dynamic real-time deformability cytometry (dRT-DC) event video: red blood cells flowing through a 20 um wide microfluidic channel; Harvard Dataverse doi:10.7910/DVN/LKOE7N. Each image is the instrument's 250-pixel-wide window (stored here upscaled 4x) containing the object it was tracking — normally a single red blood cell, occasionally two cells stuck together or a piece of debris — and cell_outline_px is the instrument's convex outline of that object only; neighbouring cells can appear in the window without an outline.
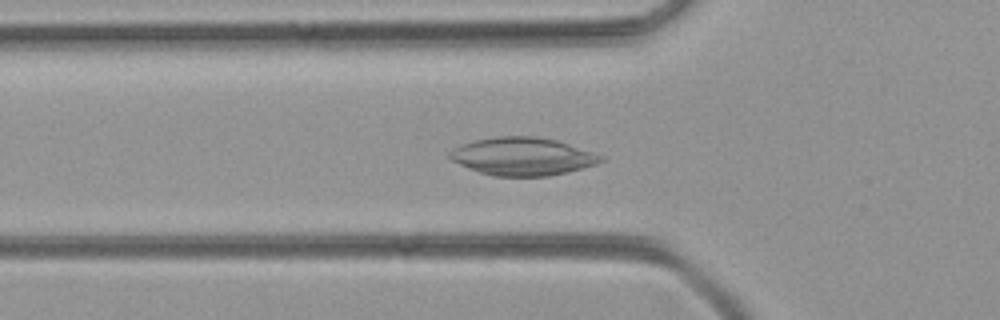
{"species": "common noctule bat (a hibernating species)", "species_latin": "Nyctalus noctula", "temperature_condition": "room temperature", "stored_images_in_passage": 42, "camera_frame_rate_fps": 3000, "um_per_image_px": 0.085, "animal": {"sex": "female", "body_mass_g": 21.9}, "frame": {"image": 1, "passage_image": 9, "time_ms": 2.667, "image_size_px": [1000, 320], "cell_outline_px": [[604, 160], [596, 164], [568, 172], [548, 176], [492, 176], [468, 168], [452, 160], [448, 156], [448, 152], [464, 144], [476, 140], [496, 136], [536, 136], [556, 140], [604, 156]], "centroid_in_image_um": [44.43, 13.3], "position_along_channel_um": 81.4, "area_um2": 33.12}}
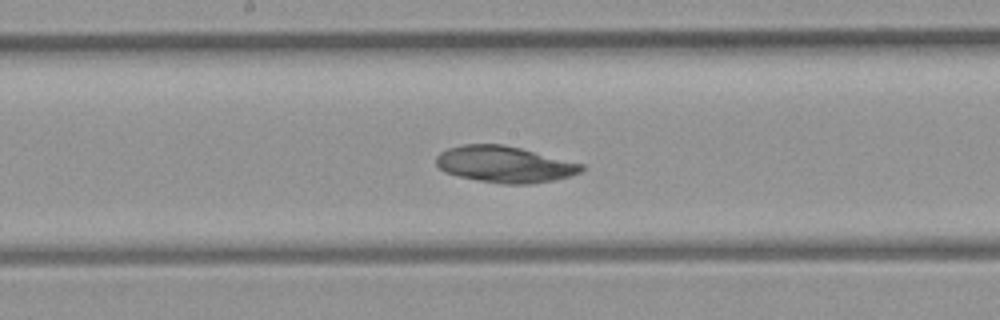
{"frame": {"image": 2, "passage_image": 18, "time_ms": 5.667, "image_size_px": [1000, 320], "cell_outline_px": [[584, 168], [580, 172], [568, 176], [552, 180], [532, 184], [500, 184], [476, 180], [444, 172], [436, 164], [436, 156], [440, 152], [448, 148], [464, 144], [504, 144], [584, 164]], "centroid_in_image_um": [42.86, 13.97], "position_along_channel_um": 205.3, "area_um2": 30.75}}
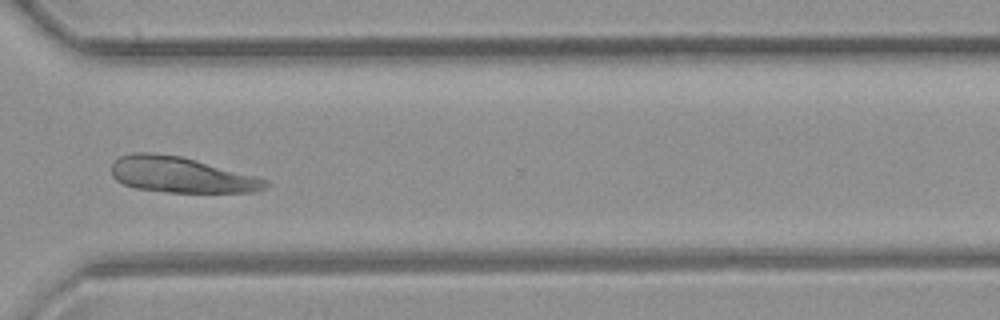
{"frame": {"image": 3, "passage_image": 29, "time_ms": 9.333, "image_size_px": [1000, 320], "cell_outline_px": [[268, 184], [264, 188], [256, 192], [168, 192], [136, 188], [124, 184], [116, 180], [112, 176], [112, 164], [120, 156], [132, 152], [148, 152], [180, 156], [196, 160], [256, 176], [268, 180]], "centroid_in_image_um": [15.38, 14.86], "position_along_channel_um": 355.2, "area_um2": 31.85}}